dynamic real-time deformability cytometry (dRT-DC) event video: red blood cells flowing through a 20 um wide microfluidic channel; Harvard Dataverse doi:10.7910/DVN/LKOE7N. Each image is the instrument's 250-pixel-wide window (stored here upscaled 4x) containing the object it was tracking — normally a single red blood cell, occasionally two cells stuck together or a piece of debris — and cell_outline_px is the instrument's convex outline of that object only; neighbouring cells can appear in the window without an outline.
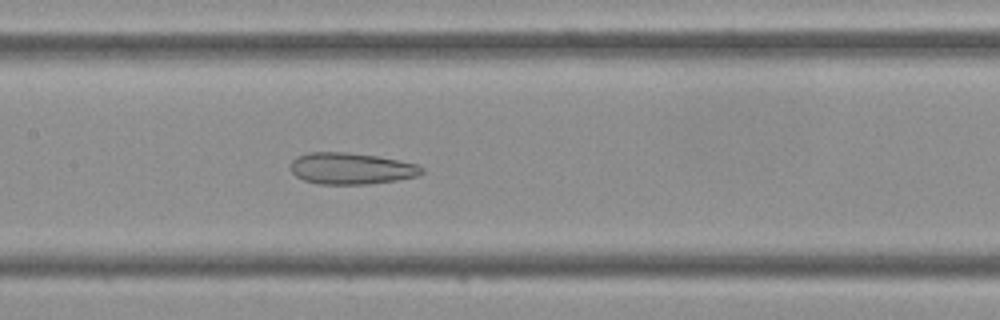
{"species": "Egyptian fruit bat (a non-hibernating species)", "species_latin": "Rousettus aegyptiacus", "temperature_condition": "cold", "stored_images_in_passage": 35, "camera_frame_rate_fps": 3000, "um_per_image_px": 0.085, "frame": {"image": 1, "passage_image": 12, "time_ms": 3.667, "image_size_px": [1000, 320], "cell_outline_px": [[424, 172], [416, 176], [396, 180], [368, 184], [320, 184], [304, 180], [296, 176], [288, 168], [292, 160], [296, 156], [308, 152], [348, 152], [376, 156], [416, 164], [424, 168]], "centroid_in_image_um": [29.8, 14.32], "position_along_channel_um": 177.6, "area_um2": 24.1}}
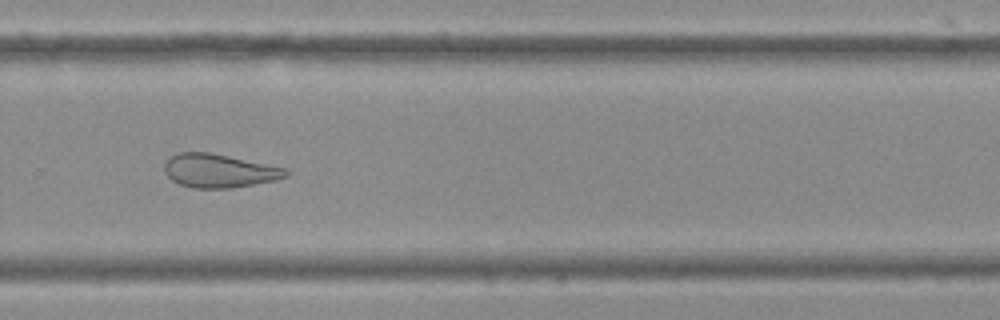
{"frame": {"image": 2, "passage_image": 21, "time_ms": 6.667, "image_size_px": [1000, 320], "cell_outline_px": [[292, 172], [288, 176], [276, 180], [228, 188], [192, 188], [180, 184], [172, 180], [164, 172], [164, 164], [168, 156], [180, 152], [208, 152], [288, 168]], "centroid_in_image_um": [18.63, 14.51], "position_along_channel_um": 311.2, "area_um2": 23.87}}
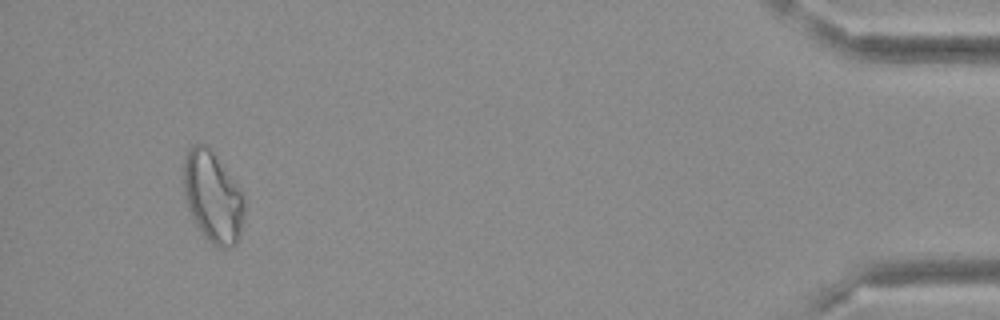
{"frame": {"image": 3, "passage_image": 33, "time_ms": 10.667, "image_size_px": [1000, 320], "cell_outline_px": [[244, 216], [240, 236], [236, 244], [228, 248], [216, 248], [204, 236], [192, 216], [188, 208], [184, 192], [184, 160], [188, 148], [192, 144], [208, 144], [240, 192], [244, 200]], "centroid_in_image_um": [18.07, 16.76], "position_along_channel_um": 417.1, "area_um2": 31.85}}